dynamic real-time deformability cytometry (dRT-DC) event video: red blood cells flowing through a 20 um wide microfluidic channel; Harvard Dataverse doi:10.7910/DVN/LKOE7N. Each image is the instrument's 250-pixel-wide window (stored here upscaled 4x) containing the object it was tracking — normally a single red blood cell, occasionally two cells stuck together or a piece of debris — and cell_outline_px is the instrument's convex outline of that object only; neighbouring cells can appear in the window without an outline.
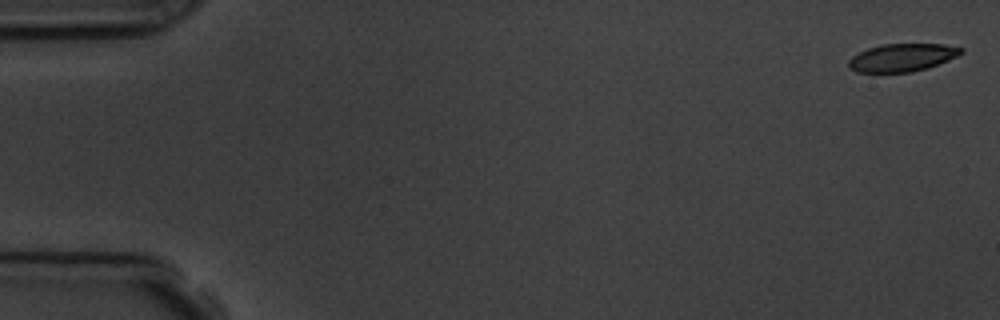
{"species": "common noctule bat (a hibernating species)", "species_latin": "Nyctalus noctula", "temperature_condition": "room temperature", "stored_images_in_passage": 5, "segment_of_instrument_passage": [1, 2], "camera_frame_rate_fps": 3000, "um_per_image_px": 0.085, "animal": {"sex": "male", "body_mass_g": 19.5, "forearm_length_mm": 54.6}, "frame": {"image": 1, "passage_image": 1, "time_ms": 0.0, "image_size_px": [1000, 320], "cell_outline_px": [[964, 52], [948, 60], [928, 68], [912, 72], [856, 72], [848, 68], [848, 60], [852, 56], [868, 48], [884, 44], [944, 44], [964, 48]], "centroid_in_image_um": [76.68, 4.89], "position_along_channel_um": 8.3, "area_um2": 18.26}}
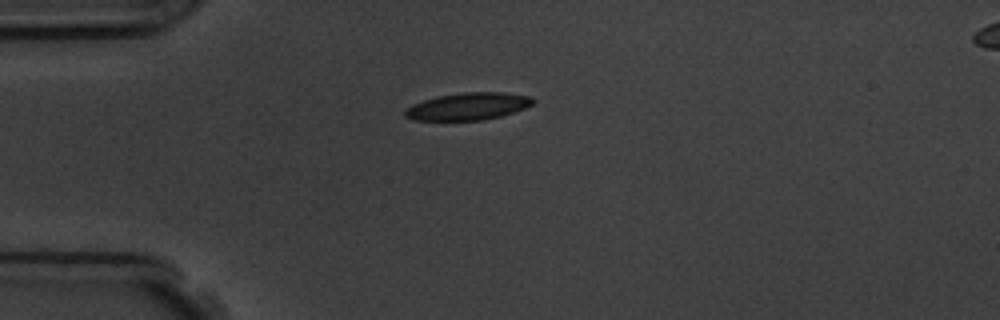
{"frame": {"image": 2, "passage_image": 4, "time_ms": 4.333, "image_size_px": [1000, 320], "cell_outline_px": [[536, 100], [532, 104], [524, 108], [500, 116], [484, 120], [412, 120], [404, 116], [404, 108], [412, 104], [436, 96], [464, 92], [504, 92], [532, 96]], "centroid_in_image_um": [39.76, 9.03], "position_along_channel_um": 45.2, "area_um2": 20.46}}